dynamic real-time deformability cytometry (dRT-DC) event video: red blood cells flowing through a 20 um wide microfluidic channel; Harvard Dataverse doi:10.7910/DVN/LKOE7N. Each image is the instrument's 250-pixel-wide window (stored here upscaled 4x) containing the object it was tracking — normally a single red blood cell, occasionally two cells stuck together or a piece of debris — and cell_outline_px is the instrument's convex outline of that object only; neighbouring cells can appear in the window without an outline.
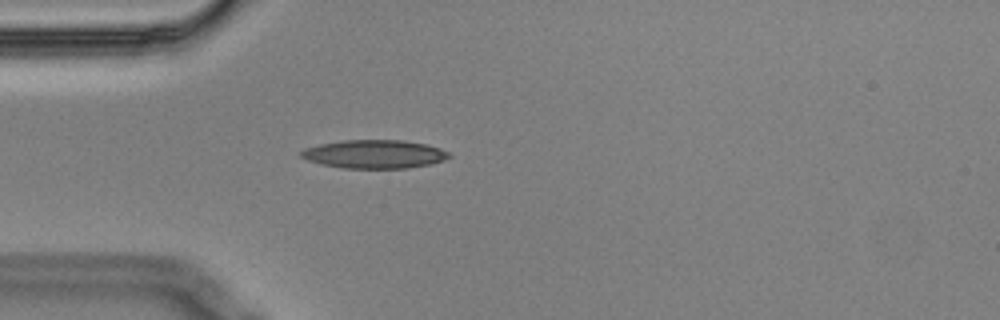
{"species": "Egyptian fruit bat (a non-hibernating species)", "species_latin": "Rousettus aegyptiacus", "temperature_condition": "cold", "stored_images_in_passage": 2, "camera_frame_rate_fps": 3000, "um_per_image_px": 0.085, "animal": {"sex": "male"}, "frame": {"image": 1, "passage_image": 2, "time_ms": 0.333, "image_size_px": [1000, 320], "cell_outline_px": [[452, 156], [444, 160], [428, 164], [408, 168], [344, 168], [324, 164], [308, 160], [300, 156], [300, 152], [304, 148], [320, 144], [344, 140], [404, 140], [428, 144], [440, 148], [448, 152]], "centroid_in_image_um": [31.85, 13.09], "position_along_channel_um": 53.2, "area_um2": 24.45}}